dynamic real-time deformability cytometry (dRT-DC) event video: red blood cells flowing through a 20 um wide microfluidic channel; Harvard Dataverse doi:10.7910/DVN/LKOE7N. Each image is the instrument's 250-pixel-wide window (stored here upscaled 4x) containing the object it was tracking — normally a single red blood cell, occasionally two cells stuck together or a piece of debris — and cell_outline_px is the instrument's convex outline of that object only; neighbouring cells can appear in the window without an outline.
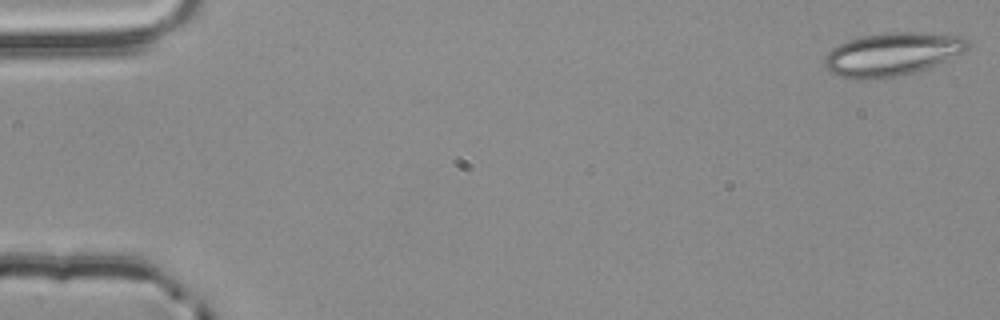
{"species": "common noctule bat (a hibernating species)", "species_latin": "Nyctalus noctula", "temperature_condition": "room temperature", "stored_images_in_passage": 4, "camera_frame_rate_fps": 3000, "um_per_image_px": 0.085, "animal": {"sex": "male", "body_mass_g": 20.4}, "frame": {"image": 1, "passage_image": 1, "time_ms": 0.0, "image_size_px": [1000, 320], "cell_outline_px": [[968, 48], [928, 68], [896, 76], [876, 80], [860, 80], [836, 76], [824, 68], [824, 56], [832, 48], [848, 40], [860, 36], [888, 32], [924, 32], [964, 36], [968, 40]], "centroid_in_image_um": [75.76, 4.61], "position_along_channel_um": 9.2, "area_um2": 36.18}}